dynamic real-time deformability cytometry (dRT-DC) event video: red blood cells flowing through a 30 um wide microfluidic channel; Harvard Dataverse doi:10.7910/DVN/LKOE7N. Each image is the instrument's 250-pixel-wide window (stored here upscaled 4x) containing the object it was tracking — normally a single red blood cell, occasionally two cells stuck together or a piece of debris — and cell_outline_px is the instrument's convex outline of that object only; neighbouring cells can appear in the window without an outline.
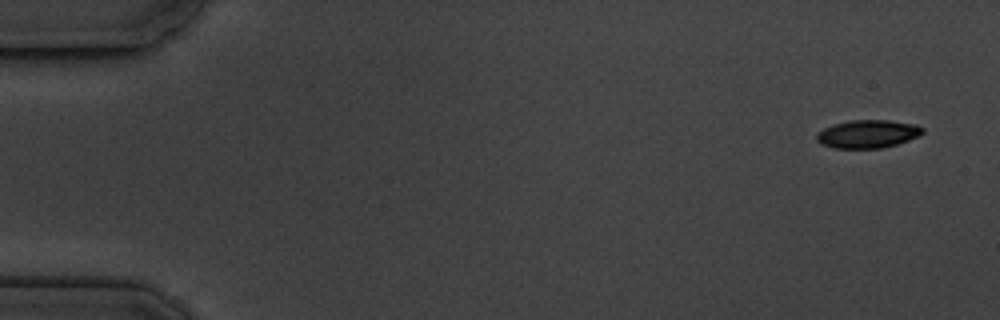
{"species": "common noctule bat (a hibernating species)", "species_latin": "Nyctalus noctula", "temperature_condition": "cold", "stored_images_in_passage": 5, "camera_frame_rate_fps": 3000, "um_per_image_px": 0.085, "animal": {"sex": "male", "body_mass_g": 19.5, "forearm_length_mm": 54.6}, "frame": {"image": 1, "passage_image": 1, "time_ms": 0.0, "image_size_px": [1000, 320], "cell_outline_px": [[924, 132], [908, 140], [896, 144], [880, 148], [832, 148], [820, 144], [816, 140], [816, 132], [832, 124], [852, 120], [888, 120], [916, 124], [924, 128]], "centroid_in_image_um": [73.71, 11.38], "position_along_channel_um": 11.3, "area_um2": 17.4}}
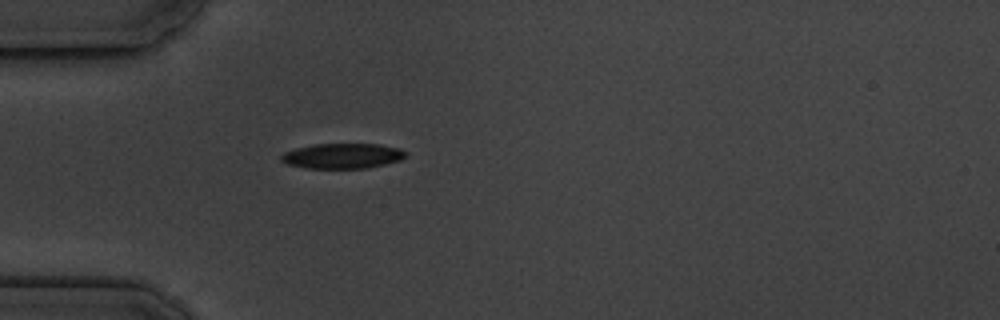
{"frame": {"image": 2, "passage_image": 5, "time_ms": 4.667, "image_size_px": [1000, 320], "cell_outline_px": [[408, 156], [400, 160], [384, 164], [364, 168], [308, 168], [288, 164], [280, 160], [280, 156], [284, 152], [296, 148], [312, 144], [380, 144], [400, 148], [408, 152]], "centroid_in_image_um": [29.14, 13.24], "position_along_channel_um": 55.9, "area_um2": 18.32}}